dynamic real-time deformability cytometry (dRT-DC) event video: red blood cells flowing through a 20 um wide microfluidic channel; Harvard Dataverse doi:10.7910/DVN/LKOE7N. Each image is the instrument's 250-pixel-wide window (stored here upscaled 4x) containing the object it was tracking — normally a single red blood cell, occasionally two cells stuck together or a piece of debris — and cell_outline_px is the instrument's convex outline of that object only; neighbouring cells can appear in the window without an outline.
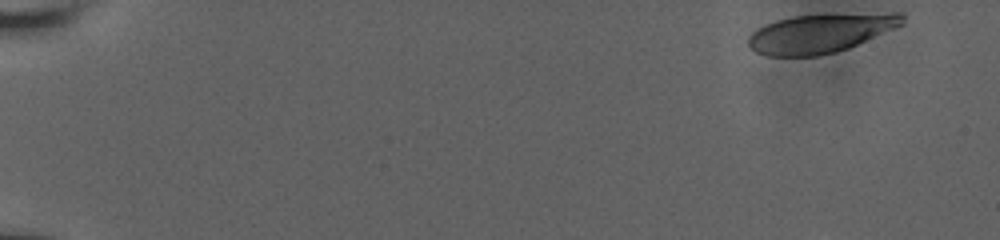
{"species": "human", "species_latin": "Homo sapiens", "temperature_condition": "room temperature", "stored_images_in_passage": 56, "camera_frame_rate_fps": 3000, "um_per_image_px": 0.085, "donor": {"sex": "male"}, "frame": {"image": 1, "passage_image": 1, "time_ms": 0.0, "image_size_px": [1000, 240], "cell_outline_px": [[904, 24], [848, 48], [836, 52], [816, 56], [768, 56], [756, 52], [748, 44], [748, 36], [756, 28], [764, 24], [776, 20], [792, 16], [892, 12], [900, 12], [904, 16]], "centroid_in_image_um": [69.73, 2.82], "position_along_channel_um": 15.3, "area_um2": 35.03}}